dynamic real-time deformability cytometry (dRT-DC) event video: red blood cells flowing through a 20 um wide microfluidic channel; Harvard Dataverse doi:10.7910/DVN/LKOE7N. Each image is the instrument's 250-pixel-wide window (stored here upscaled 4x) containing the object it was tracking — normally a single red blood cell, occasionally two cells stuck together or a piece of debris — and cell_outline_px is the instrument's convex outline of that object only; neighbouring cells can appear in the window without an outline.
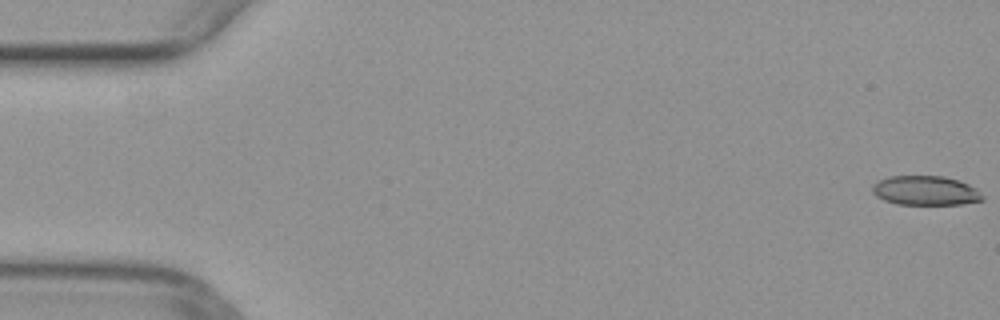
{"species": "common noctule bat (a hibernating species)", "species_latin": "Nyctalus noctula", "temperature_condition": "warm", "stored_images_in_passage": 51, "camera_frame_rate_fps": 3000, "um_per_image_px": 0.085, "animal": {"sex": "female", "body_mass_g": 29.2, "forearm_length_mm": 56.3}, "frame": {"image": 1, "passage_image": 1, "time_ms": 0.0, "image_size_px": [1000, 320], "cell_outline_px": [[984, 200], [960, 204], [896, 204], [884, 200], [876, 196], [872, 192], [872, 184], [876, 180], [888, 176], [944, 176], [960, 180], [976, 188], [984, 196]], "centroid_in_image_um": [78.65, 16.19], "position_along_channel_um": 6.4, "area_um2": 19.07}}
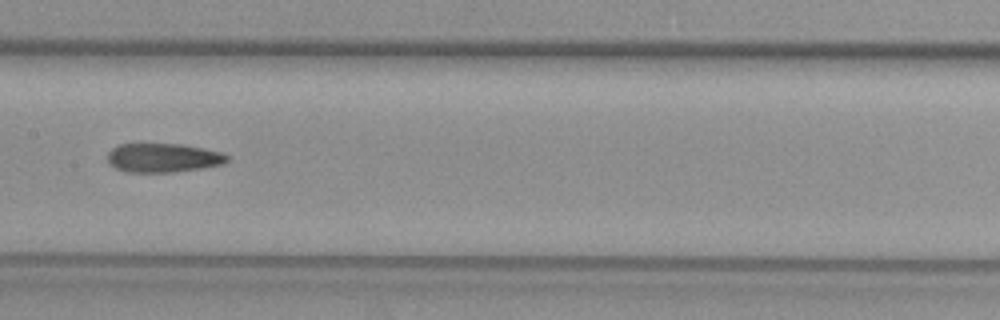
{"frame": {"image": 2, "passage_image": 26, "time_ms": 8.333, "image_size_px": [1000, 320], "cell_outline_px": [[228, 160], [224, 164], [204, 168], [172, 172], [128, 172], [116, 168], [108, 164], [108, 152], [112, 148], [120, 144], [180, 144], [204, 148], [220, 152], [228, 156]], "centroid_in_image_um": [13.87, 13.42], "position_along_channel_um": 193.5, "area_um2": 20.23}}
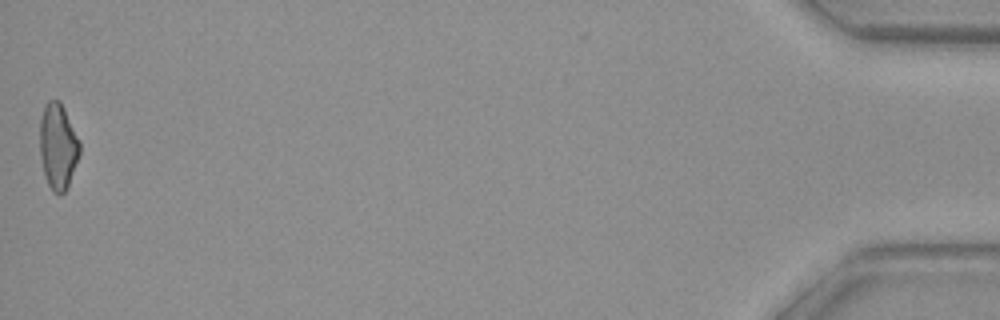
{"frame": {"image": 3, "passage_image": 51, "time_ms": 16.667, "image_size_px": [1000, 320], "cell_outline_px": [[80, 152], [68, 188], [60, 196], [52, 192], [48, 184], [44, 172], [40, 156], [40, 120], [44, 104], [48, 100], [60, 100], [80, 140]], "centroid_in_image_um": [4.93, 12.44], "position_along_channel_um": 430.3, "area_um2": 20.17}}